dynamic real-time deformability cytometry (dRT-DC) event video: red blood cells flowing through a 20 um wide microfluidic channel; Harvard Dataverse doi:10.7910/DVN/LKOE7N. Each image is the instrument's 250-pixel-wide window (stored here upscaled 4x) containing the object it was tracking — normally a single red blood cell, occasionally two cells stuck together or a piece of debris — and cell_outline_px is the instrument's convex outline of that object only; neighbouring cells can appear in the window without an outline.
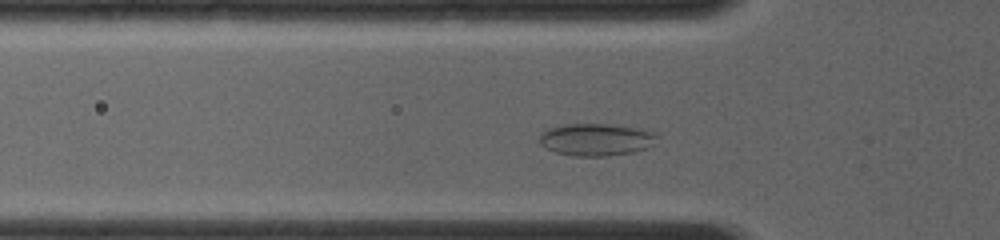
{"species": "common noctule bat (a hibernating species)", "species_latin": "Nyctalus noctula", "temperature_condition": "room temperature", "stored_images_in_passage": 20, "camera_frame_rate_fps": 4000, "um_per_image_px": 0.085, "animal": {"sex": "female", "body_mass_g": 19.0, "forearm_length_mm": 56.7}, "frame": {"image": 1, "passage_image": 8, "time_ms": 2.25, "image_size_px": [1000, 240], "cell_outline_px": [[656, 136], [648, 148], [632, 152], [608, 156], [576, 156], [556, 152], [540, 144], [540, 132], [548, 128], [564, 124], [608, 124], [636, 128], [652, 132]], "centroid_in_image_um": [50.61, 11.86], "position_along_channel_um": 75.2, "area_um2": 21.79}}
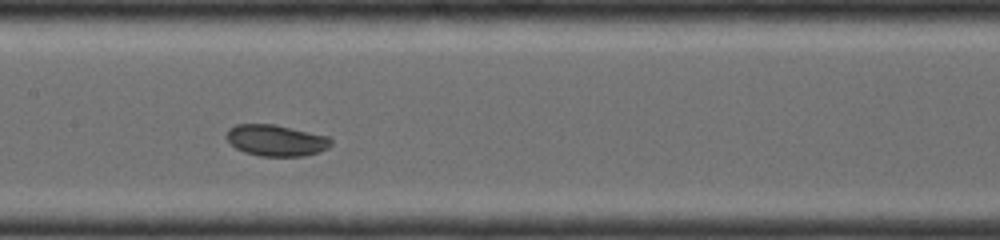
{"frame": {"image": 2, "passage_image": 15, "time_ms": 4.75, "image_size_px": [1000, 240], "cell_outline_px": [[332, 144], [328, 148], [320, 152], [304, 156], [260, 156], [244, 152], [236, 148], [224, 136], [228, 128], [236, 124], [276, 124], [328, 136], [332, 140]], "centroid_in_image_um": [23.46, 11.93], "position_along_channel_um": 183.9, "area_um2": 19.31}}
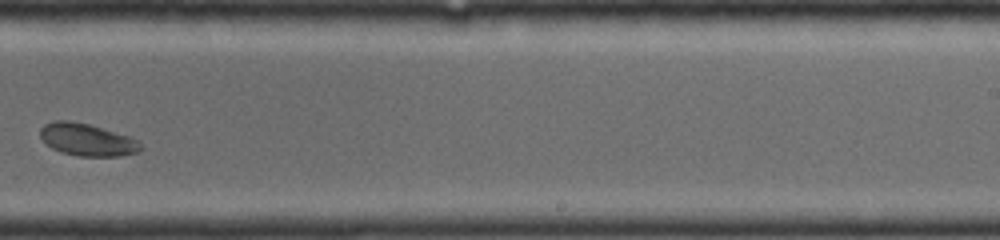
{"frame": {"image": 3, "passage_image": 19, "time_ms": 7.0, "image_size_px": [1000, 240], "cell_outline_px": [[144, 148], [140, 152], [120, 156], [76, 156], [60, 152], [52, 148], [40, 136], [40, 128], [44, 124], [56, 120], [68, 120], [88, 124], [128, 136], [136, 140]], "centroid_in_image_um": [7.4, 11.89], "position_along_channel_um": 281.6, "area_um2": 18.84}}